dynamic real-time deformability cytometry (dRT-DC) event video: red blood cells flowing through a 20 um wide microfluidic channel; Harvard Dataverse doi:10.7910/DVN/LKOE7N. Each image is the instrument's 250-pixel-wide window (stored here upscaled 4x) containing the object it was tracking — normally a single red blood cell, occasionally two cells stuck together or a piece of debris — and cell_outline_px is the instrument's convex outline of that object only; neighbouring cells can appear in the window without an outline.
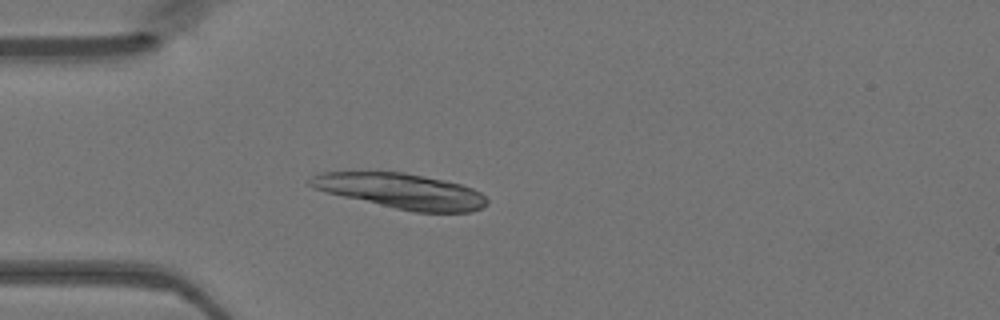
{"species": "Egyptian fruit bat (a non-hibernating species)", "species_latin": "Rousettus aegyptiacus", "temperature_condition": "warm", "stored_images_in_passage": 35, "camera_frame_rate_fps": 3000, "um_per_image_px": 0.085, "animal": {"sex": "female"}, "frame": {"image": 1, "passage_image": 1, "time_ms": 0.0, "image_size_px": [1000, 320], "cell_outline_px": [[488, 204], [472, 212], [416, 212], [396, 208], [344, 196], [312, 188], [308, 184], [308, 180], [312, 176], [324, 172], [404, 172], [444, 180], [460, 184], [472, 188], [480, 192], [488, 200]], "centroid_in_image_um": [34.12, 16.23], "position_along_channel_um": 50.9, "area_um2": 35.84}}